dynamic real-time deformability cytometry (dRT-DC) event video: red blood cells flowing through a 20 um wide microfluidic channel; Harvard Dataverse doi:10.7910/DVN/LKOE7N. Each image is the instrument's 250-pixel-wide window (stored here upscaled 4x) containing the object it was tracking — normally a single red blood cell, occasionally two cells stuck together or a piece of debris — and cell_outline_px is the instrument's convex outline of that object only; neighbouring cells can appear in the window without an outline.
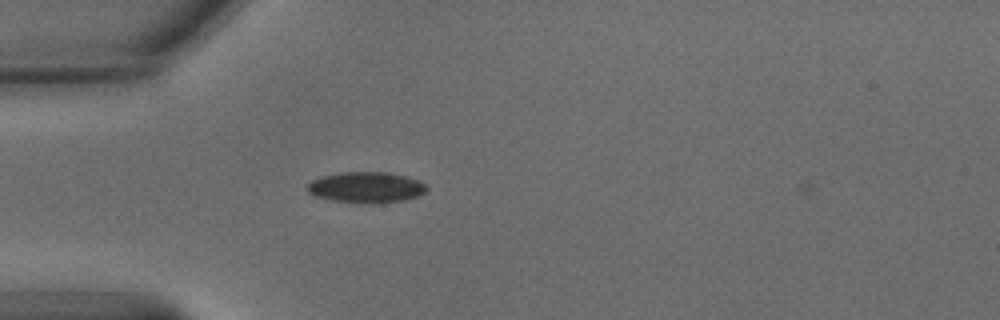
{"species": "common noctule bat (a hibernating species)", "species_latin": "Nyctalus noctula", "temperature_condition": "warm", "stored_images_in_passage": 3, "camera_frame_rate_fps": 3000, "um_per_image_px": 0.085, "animal": {"sex": "male", "body_mass_g": 15.6}, "frame": {"image": 1, "passage_image": 2, "time_ms": 0.333, "image_size_px": [1000, 320], "cell_outline_px": [[428, 188], [424, 192], [416, 196], [404, 200], [372, 204], [364, 204], [332, 200], [316, 196], [308, 192], [308, 184], [312, 180], [320, 176], [340, 172], [384, 172], [404, 176], [420, 180], [428, 184]], "centroid_in_image_um": [31.13, 15.92], "position_along_channel_um": 53.9, "area_um2": 21.56}}